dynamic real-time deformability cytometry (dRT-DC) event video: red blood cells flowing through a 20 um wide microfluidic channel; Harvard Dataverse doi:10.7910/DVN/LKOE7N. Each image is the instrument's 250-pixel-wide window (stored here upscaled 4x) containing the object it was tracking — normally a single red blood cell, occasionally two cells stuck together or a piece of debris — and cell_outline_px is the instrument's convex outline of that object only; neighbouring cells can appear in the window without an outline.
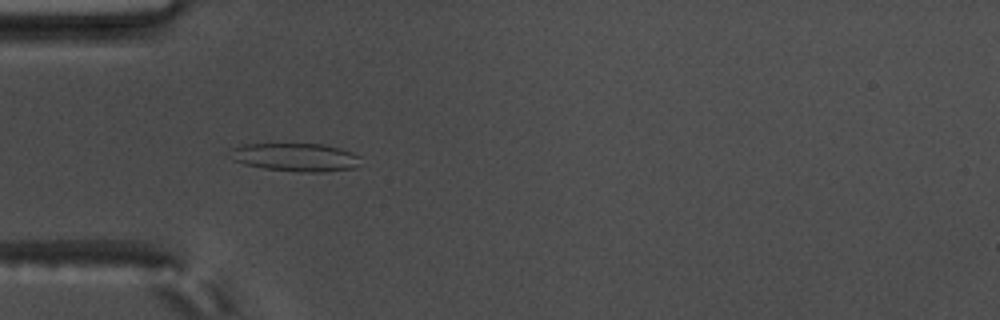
{"species": "common noctule bat (a hibernating species)", "species_latin": "Nyctalus noctula", "temperature_condition": "warm", "stored_images_in_passage": 50, "camera_frame_rate_fps": 3000, "um_per_image_px": 0.085, "animal": {"sex": "male", "body_mass_g": 17.5, "forearm_length_mm": 52.3}, "frame": {"image": 1, "passage_image": 11, "time_ms": 3.333, "image_size_px": [1000, 320], "cell_outline_px": [[360, 164], [352, 168], [324, 172], [300, 172], [264, 168], [244, 164], [232, 160], [228, 148], [244, 144], [324, 144], [340, 148], [352, 152], [360, 156]], "centroid_in_image_um": [25.1, 13.36], "position_along_channel_um": 59.9, "area_um2": 21.62}}
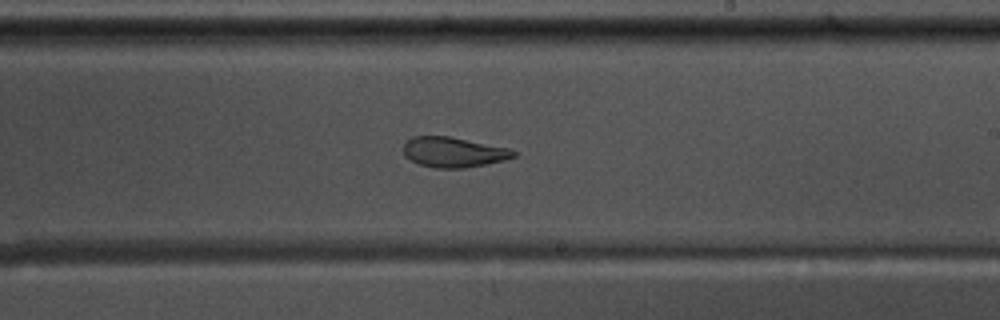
{"frame": {"image": 2, "passage_image": 27, "time_ms": 8.667, "image_size_px": [1000, 320], "cell_outline_px": [[516, 156], [504, 160], [464, 168], [436, 168], [420, 164], [404, 156], [404, 144], [412, 136], [448, 136], [508, 148], [516, 152]], "centroid_in_image_um": [38.53, 12.93], "position_along_channel_um": 250.5, "area_um2": 19.07}}
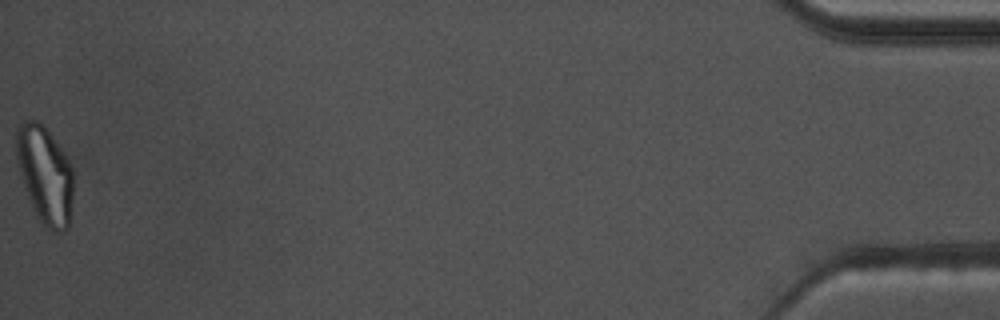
{"frame": {"image": 3, "passage_image": 50, "time_ms": 16.333, "image_size_px": [1000, 320], "cell_outline_px": [[72, 196], [68, 228], [64, 232], [56, 232], [40, 224], [28, 200], [16, 164], [16, 128], [24, 120], [36, 120], [48, 132], [60, 148], [68, 160], [72, 168]], "centroid_in_image_um": [3.78, 14.9], "position_along_channel_um": 431.4, "area_um2": 32.43}, "authors_computed_cell_mechanics": {"area_um2": 21.5305, "velocity_mm_per_s": 3.65, "shape_relaxation_time_tau1_ms": 11.0431, "shape_relaxation_time_tau2_ms": 1.8045, "deformation_change_tau1": 0.2924, "deformation_change_tau2": 0.0878}}